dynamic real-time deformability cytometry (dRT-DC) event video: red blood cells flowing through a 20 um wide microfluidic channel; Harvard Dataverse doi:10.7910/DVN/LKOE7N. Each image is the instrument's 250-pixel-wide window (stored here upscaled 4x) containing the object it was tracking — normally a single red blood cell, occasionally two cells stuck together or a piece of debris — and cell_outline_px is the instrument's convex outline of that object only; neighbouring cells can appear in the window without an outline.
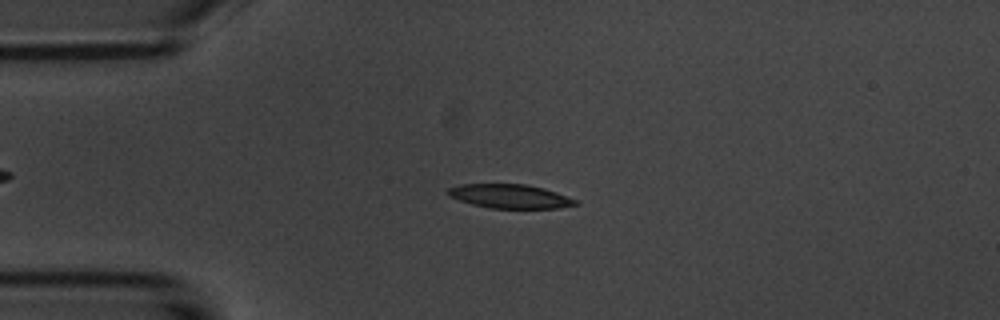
{"species": "common noctule bat (a hibernating species)", "species_latin": "Nyctalus noctula", "temperature_condition": "room temperature", "stored_images_in_passage": 47, "camera_frame_rate_fps": 3000, "um_per_image_px": 0.085, "animal": {"sex": "male", "body_mass_g": 20.1, "forearm_length_mm": 53.5}, "frame": {"image": 1, "passage_image": 12, "time_ms": 3.667, "image_size_px": [1000, 320], "cell_outline_px": [[580, 204], [560, 208], [488, 208], [472, 204], [448, 196], [444, 192], [448, 188], [460, 184], [528, 184], [544, 188], [556, 192], [576, 200]], "centroid_in_image_um": [43.32, 16.68], "position_along_channel_um": 41.7, "area_um2": 17.92}}
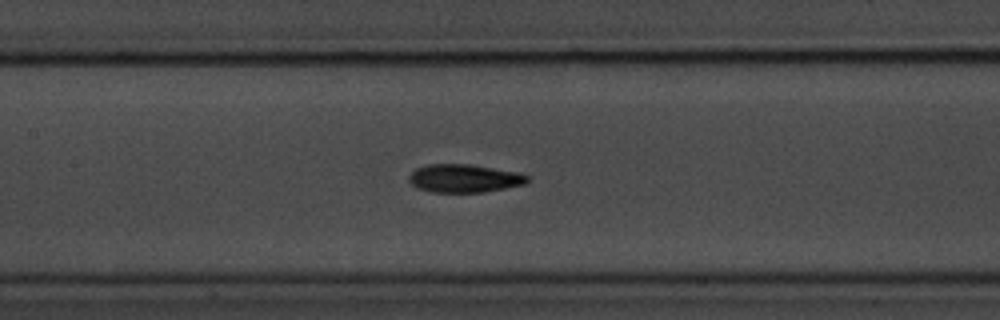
{"frame": {"image": 2, "passage_image": 24, "time_ms": 7.667, "image_size_px": [1000, 320], "cell_outline_px": [[528, 180], [524, 184], [484, 192], [432, 192], [416, 188], [408, 180], [408, 176], [416, 168], [428, 164], [468, 164], [520, 172], [528, 176]], "centroid_in_image_um": [39.43, 15.16], "position_along_channel_um": 168.0, "area_um2": 19.42}}
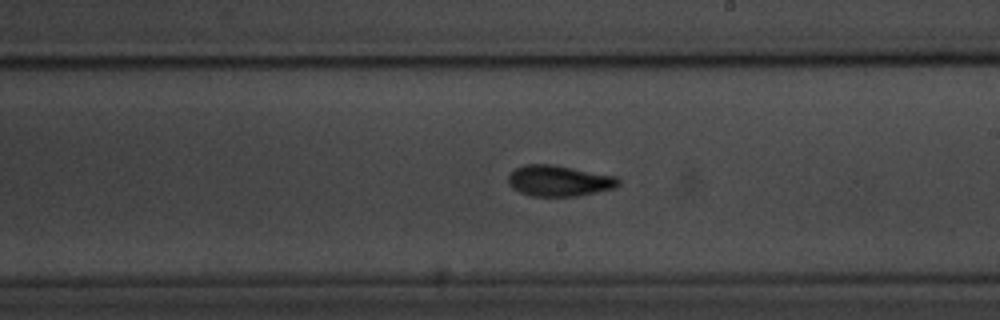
{"frame": {"image": 3, "passage_image": 30, "time_ms": 9.667, "image_size_px": [1000, 320], "cell_outline_px": [[620, 184], [616, 188], [580, 196], [532, 196], [520, 192], [512, 188], [508, 184], [508, 176], [516, 168], [524, 164], [552, 164], [616, 176], [620, 180]], "centroid_in_image_um": [47.54, 15.37], "position_along_channel_um": 241.5, "area_um2": 20.0}, "authors_computed_cell_mechanics": {"area_um2": 19.1318, "velocity_mm_per_s": 3.6863, "shape_relaxation_time_tau1_ms": 2.757, "shape_relaxation_time_tau2_ms": 2.5274, "deformation_change_tau1": 0.1367, "deformation_change_tau2": 0.0987}}